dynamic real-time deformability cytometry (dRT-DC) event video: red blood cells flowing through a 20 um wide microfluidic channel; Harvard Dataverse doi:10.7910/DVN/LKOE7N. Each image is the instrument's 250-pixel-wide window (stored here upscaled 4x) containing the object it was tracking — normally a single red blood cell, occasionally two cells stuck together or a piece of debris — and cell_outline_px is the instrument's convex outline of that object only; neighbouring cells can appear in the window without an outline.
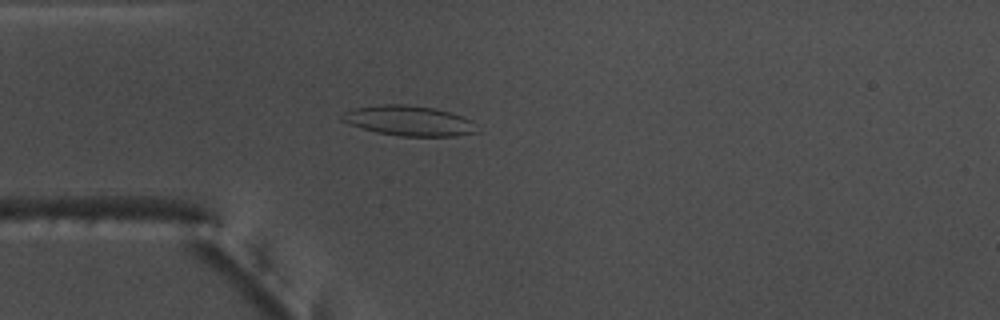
{"species": "common noctule bat (a hibernating species)", "species_latin": "Nyctalus noctula", "temperature_condition": "warm", "stored_images_in_passage": 53, "camera_frame_rate_fps": 3000, "um_per_image_px": 0.085, "animal": {"sex": "male", "body_mass_g": 17.5, "forearm_length_mm": 52.3}, "frame": {"image": 1, "passage_image": 14, "time_ms": 4.333, "image_size_px": [1000, 320], "cell_outline_px": [[480, 132], [456, 136], [400, 136], [376, 132], [360, 128], [348, 124], [340, 120], [340, 116], [344, 112], [352, 108], [384, 104], [404, 104], [436, 108], [472, 120]], "centroid_in_image_um": [34.73, 10.27], "position_along_channel_um": 50.3, "area_um2": 23.87}}
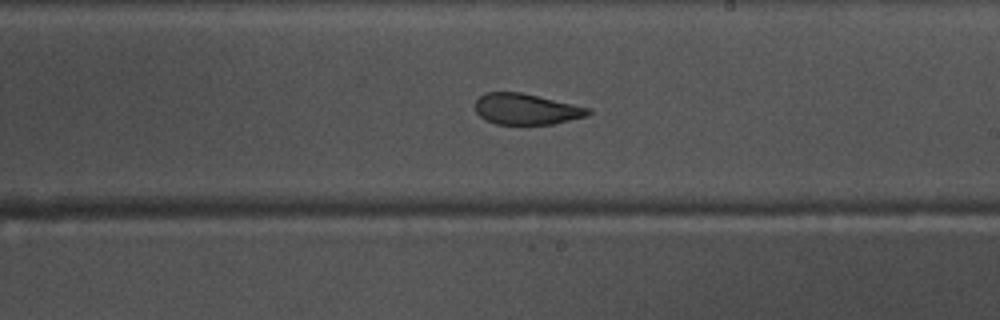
{"frame": {"image": 2, "passage_image": 30, "time_ms": 9.667, "image_size_px": [1000, 320], "cell_outline_px": [[592, 112], [588, 116], [552, 124], [496, 124], [484, 120], [476, 112], [476, 100], [484, 92], [520, 92], [592, 108]], "centroid_in_image_um": [44.74, 9.27], "position_along_channel_um": 244.3, "area_um2": 20.46}}
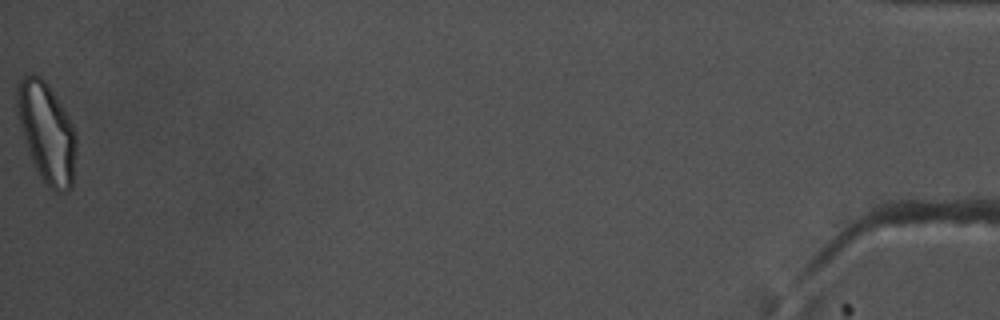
{"frame": {"image": 3, "passage_image": 53, "time_ms": 17.333, "image_size_px": [1000, 320], "cell_outline_px": [[76, 152], [72, 188], [68, 192], [56, 192], [44, 180], [36, 168], [32, 160], [20, 128], [16, 112], [16, 88], [20, 80], [24, 76], [40, 76], [44, 80], [60, 104], [72, 124], [76, 132]], "centroid_in_image_um": [3.97, 11.28], "position_along_channel_um": 431.2, "area_um2": 33.99}, "authors_computed_cell_mechanics": {"area_um2": 23.2934, "velocity_mm_per_s": 3.8078, "shape_relaxation_time_tau1_ms": null, "shape_relaxation_time_tau2_ms": 2.2117, "deformation_change_tau1": null, "deformation_change_tau2": 0.0844}}